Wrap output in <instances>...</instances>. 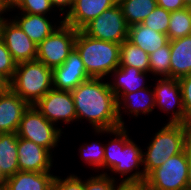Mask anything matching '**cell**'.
Segmentation results:
<instances>
[{
    "mask_svg": "<svg viewBox=\"0 0 191 190\" xmlns=\"http://www.w3.org/2000/svg\"><path fill=\"white\" fill-rule=\"evenodd\" d=\"M104 78H90L71 91L77 121L86 119L95 130H112L121 127L117 100Z\"/></svg>",
    "mask_w": 191,
    "mask_h": 190,
    "instance_id": "1",
    "label": "cell"
},
{
    "mask_svg": "<svg viewBox=\"0 0 191 190\" xmlns=\"http://www.w3.org/2000/svg\"><path fill=\"white\" fill-rule=\"evenodd\" d=\"M127 130L125 126L112 130H95L97 134L111 133L115 137L104 147L103 170L109 169L120 174L123 179L119 181H145L144 170L139 169V166H143L142 149L129 138Z\"/></svg>",
    "mask_w": 191,
    "mask_h": 190,
    "instance_id": "2",
    "label": "cell"
},
{
    "mask_svg": "<svg viewBox=\"0 0 191 190\" xmlns=\"http://www.w3.org/2000/svg\"><path fill=\"white\" fill-rule=\"evenodd\" d=\"M120 46L121 44L114 42L94 39L82 30L77 31L75 48L91 78L105 79V76L119 67Z\"/></svg>",
    "mask_w": 191,
    "mask_h": 190,
    "instance_id": "3",
    "label": "cell"
},
{
    "mask_svg": "<svg viewBox=\"0 0 191 190\" xmlns=\"http://www.w3.org/2000/svg\"><path fill=\"white\" fill-rule=\"evenodd\" d=\"M9 88L29 105H35L53 88V69L37 60L18 63Z\"/></svg>",
    "mask_w": 191,
    "mask_h": 190,
    "instance_id": "4",
    "label": "cell"
},
{
    "mask_svg": "<svg viewBox=\"0 0 191 190\" xmlns=\"http://www.w3.org/2000/svg\"><path fill=\"white\" fill-rule=\"evenodd\" d=\"M151 138L147 151H142L143 170L146 176L170 157L183 152L186 145L185 124L165 123Z\"/></svg>",
    "mask_w": 191,
    "mask_h": 190,
    "instance_id": "5",
    "label": "cell"
},
{
    "mask_svg": "<svg viewBox=\"0 0 191 190\" xmlns=\"http://www.w3.org/2000/svg\"><path fill=\"white\" fill-rule=\"evenodd\" d=\"M58 27L41 43L37 45L36 60L48 68L61 66L75 48L77 29L58 21Z\"/></svg>",
    "mask_w": 191,
    "mask_h": 190,
    "instance_id": "6",
    "label": "cell"
},
{
    "mask_svg": "<svg viewBox=\"0 0 191 190\" xmlns=\"http://www.w3.org/2000/svg\"><path fill=\"white\" fill-rule=\"evenodd\" d=\"M17 136L30 140L52 153L60 142L62 128L49 122L34 105H30L21 118Z\"/></svg>",
    "mask_w": 191,
    "mask_h": 190,
    "instance_id": "7",
    "label": "cell"
},
{
    "mask_svg": "<svg viewBox=\"0 0 191 190\" xmlns=\"http://www.w3.org/2000/svg\"><path fill=\"white\" fill-rule=\"evenodd\" d=\"M188 159L186 149L170 157L145 178L149 190H186Z\"/></svg>",
    "mask_w": 191,
    "mask_h": 190,
    "instance_id": "8",
    "label": "cell"
},
{
    "mask_svg": "<svg viewBox=\"0 0 191 190\" xmlns=\"http://www.w3.org/2000/svg\"><path fill=\"white\" fill-rule=\"evenodd\" d=\"M82 31L94 39L121 44L128 39L129 26L117 3L89 22Z\"/></svg>",
    "mask_w": 191,
    "mask_h": 190,
    "instance_id": "9",
    "label": "cell"
},
{
    "mask_svg": "<svg viewBox=\"0 0 191 190\" xmlns=\"http://www.w3.org/2000/svg\"><path fill=\"white\" fill-rule=\"evenodd\" d=\"M156 80L157 84H154L155 87H153L155 106L159 107L160 111L166 112V114L171 112L170 119L167 120L168 123L185 124V112L179 80L170 77H161Z\"/></svg>",
    "mask_w": 191,
    "mask_h": 190,
    "instance_id": "10",
    "label": "cell"
},
{
    "mask_svg": "<svg viewBox=\"0 0 191 190\" xmlns=\"http://www.w3.org/2000/svg\"><path fill=\"white\" fill-rule=\"evenodd\" d=\"M34 106L54 125L58 126L60 121L64 124H71L70 122H74V120L77 121L71 91L56 90L52 88Z\"/></svg>",
    "mask_w": 191,
    "mask_h": 190,
    "instance_id": "11",
    "label": "cell"
},
{
    "mask_svg": "<svg viewBox=\"0 0 191 190\" xmlns=\"http://www.w3.org/2000/svg\"><path fill=\"white\" fill-rule=\"evenodd\" d=\"M0 38L10 51L13 60L34 61L37 58V44L34 43L13 19H5L0 26Z\"/></svg>",
    "mask_w": 191,
    "mask_h": 190,
    "instance_id": "12",
    "label": "cell"
},
{
    "mask_svg": "<svg viewBox=\"0 0 191 190\" xmlns=\"http://www.w3.org/2000/svg\"><path fill=\"white\" fill-rule=\"evenodd\" d=\"M90 78L79 52L74 48L65 62L53 69V88L56 90L72 91L79 84Z\"/></svg>",
    "mask_w": 191,
    "mask_h": 190,
    "instance_id": "13",
    "label": "cell"
},
{
    "mask_svg": "<svg viewBox=\"0 0 191 190\" xmlns=\"http://www.w3.org/2000/svg\"><path fill=\"white\" fill-rule=\"evenodd\" d=\"M19 171L48 172L53 165V154L36 143L18 137Z\"/></svg>",
    "mask_w": 191,
    "mask_h": 190,
    "instance_id": "14",
    "label": "cell"
},
{
    "mask_svg": "<svg viewBox=\"0 0 191 190\" xmlns=\"http://www.w3.org/2000/svg\"><path fill=\"white\" fill-rule=\"evenodd\" d=\"M117 3L118 0H74L71 10L62 20L74 29L82 30L103 11Z\"/></svg>",
    "mask_w": 191,
    "mask_h": 190,
    "instance_id": "15",
    "label": "cell"
},
{
    "mask_svg": "<svg viewBox=\"0 0 191 190\" xmlns=\"http://www.w3.org/2000/svg\"><path fill=\"white\" fill-rule=\"evenodd\" d=\"M29 106L10 88L0 93V133H16Z\"/></svg>",
    "mask_w": 191,
    "mask_h": 190,
    "instance_id": "16",
    "label": "cell"
},
{
    "mask_svg": "<svg viewBox=\"0 0 191 190\" xmlns=\"http://www.w3.org/2000/svg\"><path fill=\"white\" fill-rule=\"evenodd\" d=\"M155 96L154 91L152 89H142L137 92L125 93L117 100V111H118V119L120 122V126H125V122L122 117V111L127 113V115L132 114L135 117L139 115H149L155 109ZM128 110V111H127Z\"/></svg>",
    "mask_w": 191,
    "mask_h": 190,
    "instance_id": "17",
    "label": "cell"
},
{
    "mask_svg": "<svg viewBox=\"0 0 191 190\" xmlns=\"http://www.w3.org/2000/svg\"><path fill=\"white\" fill-rule=\"evenodd\" d=\"M147 72H142L134 67H118L111 76H114L113 82L109 81L111 91L115 94L116 100H118L125 93L137 92L147 88L144 80Z\"/></svg>",
    "mask_w": 191,
    "mask_h": 190,
    "instance_id": "18",
    "label": "cell"
},
{
    "mask_svg": "<svg viewBox=\"0 0 191 190\" xmlns=\"http://www.w3.org/2000/svg\"><path fill=\"white\" fill-rule=\"evenodd\" d=\"M52 172L18 171L7 178V190H51L55 175Z\"/></svg>",
    "mask_w": 191,
    "mask_h": 190,
    "instance_id": "19",
    "label": "cell"
},
{
    "mask_svg": "<svg viewBox=\"0 0 191 190\" xmlns=\"http://www.w3.org/2000/svg\"><path fill=\"white\" fill-rule=\"evenodd\" d=\"M20 15V16H17ZM15 15L13 20L20 26L25 34L37 45L48 37L58 26L50 22L45 15H32L21 13Z\"/></svg>",
    "mask_w": 191,
    "mask_h": 190,
    "instance_id": "20",
    "label": "cell"
},
{
    "mask_svg": "<svg viewBox=\"0 0 191 190\" xmlns=\"http://www.w3.org/2000/svg\"><path fill=\"white\" fill-rule=\"evenodd\" d=\"M171 78L191 74V35L170 41Z\"/></svg>",
    "mask_w": 191,
    "mask_h": 190,
    "instance_id": "21",
    "label": "cell"
},
{
    "mask_svg": "<svg viewBox=\"0 0 191 190\" xmlns=\"http://www.w3.org/2000/svg\"><path fill=\"white\" fill-rule=\"evenodd\" d=\"M128 40L148 54L157 51L170 41L167 34L159 33L142 23L129 27Z\"/></svg>",
    "mask_w": 191,
    "mask_h": 190,
    "instance_id": "22",
    "label": "cell"
},
{
    "mask_svg": "<svg viewBox=\"0 0 191 190\" xmlns=\"http://www.w3.org/2000/svg\"><path fill=\"white\" fill-rule=\"evenodd\" d=\"M17 133H0V166L8 178L19 171Z\"/></svg>",
    "mask_w": 191,
    "mask_h": 190,
    "instance_id": "23",
    "label": "cell"
},
{
    "mask_svg": "<svg viewBox=\"0 0 191 190\" xmlns=\"http://www.w3.org/2000/svg\"><path fill=\"white\" fill-rule=\"evenodd\" d=\"M128 26L140 24L157 6L156 0H118Z\"/></svg>",
    "mask_w": 191,
    "mask_h": 190,
    "instance_id": "24",
    "label": "cell"
},
{
    "mask_svg": "<svg viewBox=\"0 0 191 190\" xmlns=\"http://www.w3.org/2000/svg\"><path fill=\"white\" fill-rule=\"evenodd\" d=\"M120 67H134L142 72L150 73V57L141 48L128 39L120 46Z\"/></svg>",
    "mask_w": 191,
    "mask_h": 190,
    "instance_id": "25",
    "label": "cell"
},
{
    "mask_svg": "<svg viewBox=\"0 0 191 190\" xmlns=\"http://www.w3.org/2000/svg\"><path fill=\"white\" fill-rule=\"evenodd\" d=\"M191 35V12L189 7L171 12L167 36L170 41Z\"/></svg>",
    "mask_w": 191,
    "mask_h": 190,
    "instance_id": "26",
    "label": "cell"
},
{
    "mask_svg": "<svg viewBox=\"0 0 191 190\" xmlns=\"http://www.w3.org/2000/svg\"><path fill=\"white\" fill-rule=\"evenodd\" d=\"M150 57V73L159 75L160 78H171V49L170 41L159 48L157 51L149 54Z\"/></svg>",
    "mask_w": 191,
    "mask_h": 190,
    "instance_id": "27",
    "label": "cell"
},
{
    "mask_svg": "<svg viewBox=\"0 0 191 190\" xmlns=\"http://www.w3.org/2000/svg\"><path fill=\"white\" fill-rule=\"evenodd\" d=\"M105 145L102 143H83L80 147V155L81 158L84 160L86 164L91 165L93 168L96 169H103V160H104V152H105Z\"/></svg>",
    "mask_w": 191,
    "mask_h": 190,
    "instance_id": "28",
    "label": "cell"
},
{
    "mask_svg": "<svg viewBox=\"0 0 191 190\" xmlns=\"http://www.w3.org/2000/svg\"><path fill=\"white\" fill-rule=\"evenodd\" d=\"M171 12L156 6L155 9L143 20L142 24L151 29L167 34Z\"/></svg>",
    "mask_w": 191,
    "mask_h": 190,
    "instance_id": "29",
    "label": "cell"
},
{
    "mask_svg": "<svg viewBox=\"0 0 191 190\" xmlns=\"http://www.w3.org/2000/svg\"><path fill=\"white\" fill-rule=\"evenodd\" d=\"M15 8L19 9L20 13L45 16L50 15V11L54 10L50 0H20Z\"/></svg>",
    "mask_w": 191,
    "mask_h": 190,
    "instance_id": "30",
    "label": "cell"
},
{
    "mask_svg": "<svg viewBox=\"0 0 191 190\" xmlns=\"http://www.w3.org/2000/svg\"><path fill=\"white\" fill-rule=\"evenodd\" d=\"M107 172L98 173L85 180V190H115L118 181L111 177Z\"/></svg>",
    "mask_w": 191,
    "mask_h": 190,
    "instance_id": "31",
    "label": "cell"
},
{
    "mask_svg": "<svg viewBox=\"0 0 191 190\" xmlns=\"http://www.w3.org/2000/svg\"><path fill=\"white\" fill-rule=\"evenodd\" d=\"M17 63L13 60L10 51L0 38V75L8 82L13 78Z\"/></svg>",
    "mask_w": 191,
    "mask_h": 190,
    "instance_id": "32",
    "label": "cell"
},
{
    "mask_svg": "<svg viewBox=\"0 0 191 190\" xmlns=\"http://www.w3.org/2000/svg\"><path fill=\"white\" fill-rule=\"evenodd\" d=\"M51 190H85V180L74 174L63 179L60 176H55Z\"/></svg>",
    "mask_w": 191,
    "mask_h": 190,
    "instance_id": "33",
    "label": "cell"
},
{
    "mask_svg": "<svg viewBox=\"0 0 191 190\" xmlns=\"http://www.w3.org/2000/svg\"><path fill=\"white\" fill-rule=\"evenodd\" d=\"M182 91V103L185 112V123L191 122V74L178 79Z\"/></svg>",
    "mask_w": 191,
    "mask_h": 190,
    "instance_id": "34",
    "label": "cell"
},
{
    "mask_svg": "<svg viewBox=\"0 0 191 190\" xmlns=\"http://www.w3.org/2000/svg\"><path fill=\"white\" fill-rule=\"evenodd\" d=\"M157 6L164 8L169 12H174L176 10L183 9L187 7L184 0H156Z\"/></svg>",
    "mask_w": 191,
    "mask_h": 190,
    "instance_id": "35",
    "label": "cell"
},
{
    "mask_svg": "<svg viewBox=\"0 0 191 190\" xmlns=\"http://www.w3.org/2000/svg\"><path fill=\"white\" fill-rule=\"evenodd\" d=\"M118 184L115 190H149L145 181H120Z\"/></svg>",
    "mask_w": 191,
    "mask_h": 190,
    "instance_id": "36",
    "label": "cell"
},
{
    "mask_svg": "<svg viewBox=\"0 0 191 190\" xmlns=\"http://www.w3.org/2000/svg\"><path fill=\"white\" fill-rule=\"evenodd\" d=\"M52 7L59 8L60 14H64L65 17L72 8L74 0H50Z\"/></svg>",
    "mask_w": 191,
    "mask_h": 190,
    "instance_id": "37",
    "label": "cell"
},
{
    "mask_svg": "<svg viewBox=\"0 0 191 190\" xmlns=\"http://www.w3.org/2000/svg\"><path fill=\"white\" fill-rule=\"evenodd\" d=\"M188 159V175H187V187L186 190H191V151L187 148Z\"/></svg>",
    "mask_w": 191,
    "mask_h": 190,
    "instance_id": "38",
    "label": "cell"
},
{
    "mask_svg": "<svg viewBox=\"0 0 191 190\" xmlns=\"http://www.w3.org/2000/svg\"><path fill=\"white\" fill-rule=\"evenodd\" d=\"M186 130V145L187 148L191 151V122L185 123Z\"/></svg>",
    "mask_w": 191,
    "mask_h": 190,
    "instance_id": "39",
    "label": "cell"
},
{
    "mask_svg": "<svg viewBox=\"0 0 191 190\" xmlns=\"http://www.w3.org/2000/svg\"><path fill=\"white\" fill-rule=\"evenodd\" d=\"M7 11H11V9L7 6V4L3 1L0 0V20H5L8 18L3 17L4 13H7Z\"/></svg>",
    "mask_w": 191,
    "mask_h": 190,
    "instance_id": "40",
    "label": "cell"
},
{
    "mask_svg": "<svg viewBox=\"0 0 191 190\" xmlns=\"http://www.w3.org/2000/svg\"><path fill=\"white\" fill-rule=\"evenodd\" d=\"M9 88V82L0 75V93L6 91Z\"/></svg>",
    "mask_w": 191,
    "mask_h": 190,
    "instance_id": "41",
    "label": "cell"
},
{
    "mask_svg": "<svg viewBox=\"0 0 191 190\" xmlns=\"http://www.w3.org/2000/svg\"><path fill=\"white\" fill-rule=\"evenodd\" d=\"M7 6L13 11L16 10L15 7L17 6V4L20 2V0H3Z\"/></svg>",
    "mask_w": 191,
    "mask_h": 190,
    "instance_id": "42",
    "label": "cell"
},
{
    "mask_svg": "<svg viewBox=\"0 0 191 190\" xmlns=\"http://www.w3.org/2000/svg\"><path fill=\"white\" fill-rule=\"evenodd\" d=\"M7 180V177L3 174L2 168L0 166V184H5Z\"/></svg>",
    "mask_w": 191,
    "mask_h": 190,
    "instance_id": "43",
    "label": "cell"
},
{
    "mask_svg": "<svg viewBox=\"0 0 191 190\" xmlns=\"http://www.w3.org/2000/svg\"><path fill=\"white\" fill-rule=\"evenodd\" d=\"M184 3L187 7L191 6V0H184Z\"/></svg>",
    "mask_w": 191,
    "mask_h": 190,
    "instance_id": "44",
    "label": "cell"
},
{
    "mask_svg": "<svg viewBox=\"0 0 191 190\" xmlns=\"http://www.w3.org/2000/svg\"><path fill=\"white\" fill-rule=\"evenodd\" d=\"M0 190H7L5 184H0Z\"/></svg>",
    "mask_w": 191,
    "mask_h": 190,
    "instance_id": "45",
    "label": "cell"
}]
</instances>
